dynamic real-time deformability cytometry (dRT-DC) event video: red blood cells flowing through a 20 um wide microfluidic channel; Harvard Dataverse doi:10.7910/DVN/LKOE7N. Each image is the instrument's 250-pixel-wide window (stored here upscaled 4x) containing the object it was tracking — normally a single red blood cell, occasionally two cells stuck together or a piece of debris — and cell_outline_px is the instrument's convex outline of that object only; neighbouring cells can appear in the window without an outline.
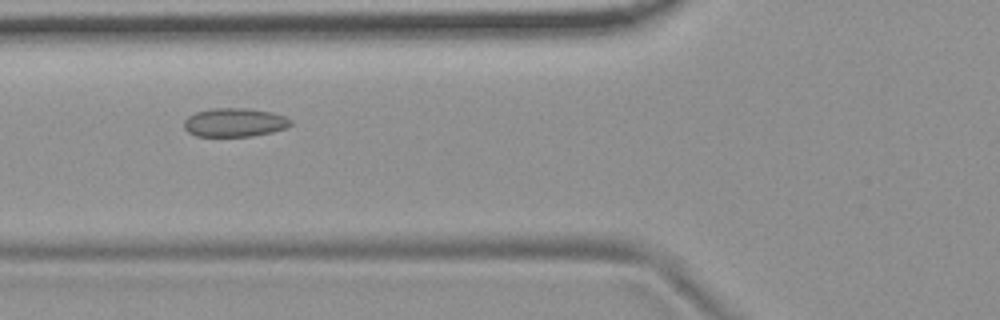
{"species": "common noctule bat (a hibernating species)", "species_latin": "Nyctalus noctula", "temperature_condition": "room temperature", "stored_images_in_passage": 9, "camera_frame_rate_fps": 3000, "um_per_image_px": 0.085, "animal": {"sex": "female", "body_mass_g": 19.9}, "frame": {"image": 1, "passage_image": 6, "time_ms": 1.667, "image_size_px": [1000, 320], "cell_outline_px": [[292, 124], [288, 128], [272, 132], [252, 136], [196, 136], [188, 132], [184, 128], [184, 120], [188, 116], [196, 112], [212, 108], [244, 108], [272, 112], [284, 116], [292, 120]], "centroid_in_image_um": [19.95, 10.41], "position_along_channel_um": 105.8, "area_um2": 17.92}}
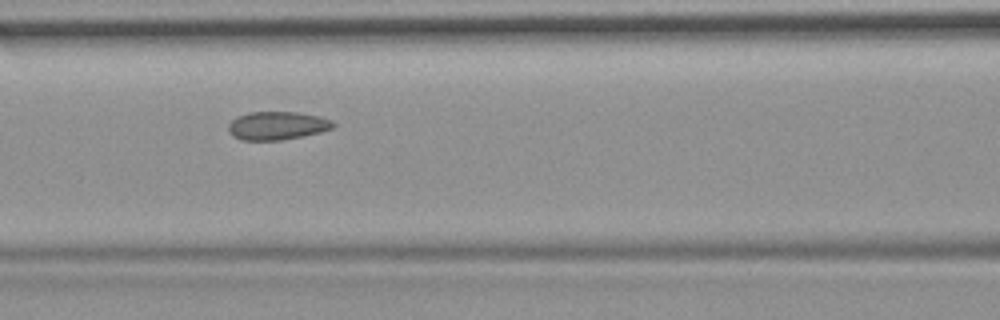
{"frame": {"image": 2, "passage_image": 7, "time_ms": 2.0, "image_size_px": [1000, 320], "cell_outline_px": [[336, 124], [332, 128], [320, 132], [280, 140], [244, 140], [232, 136], [228, 128], [228, 124], [236, 116], [248, 112], [296, 112], [320, 116], [332, 120]], "centroid_in_image_um": [23.55, 10.67], "position_along_channel_um": 143.1, "area_um2": 17.22}}